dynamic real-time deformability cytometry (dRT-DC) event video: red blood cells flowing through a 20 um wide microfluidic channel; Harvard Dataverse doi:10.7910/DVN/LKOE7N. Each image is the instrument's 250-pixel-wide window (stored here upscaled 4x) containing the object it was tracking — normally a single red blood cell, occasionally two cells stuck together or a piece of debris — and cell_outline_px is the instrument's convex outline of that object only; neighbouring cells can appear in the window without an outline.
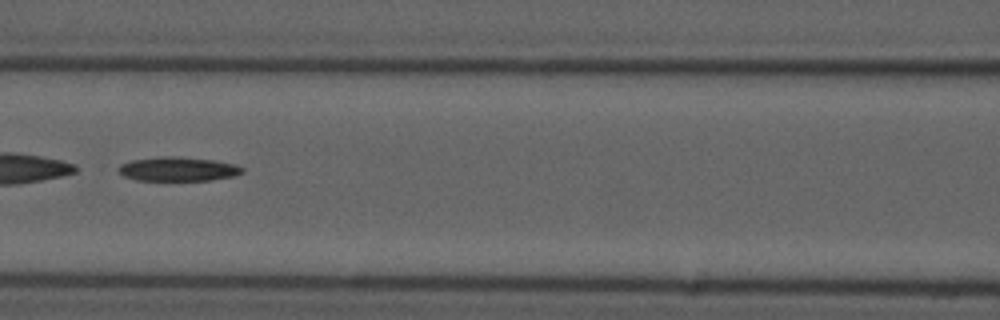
{"species": "common noctule bat (a hibernating species)", "species_latin": "Nyctalus noctula", "temperature_condition": "cold", "stored_images_in_passage": 9, "camera_frame_rate_fps": 3000, "um_per_image_px": 0.085, "animal": {"sex": "male", "forearm_length_mm": 52.5}, "frame": {"image": 1, "passage_image": 6, "time_ms": 6.667, "image_size_px": [1000, 320], "cell_outline_px": [[244, 172], [236, 176], [212, 180], [136, 180], [124, 176], [116, 168], [120, 164], [132, 160], [160, 156], [180, 156], [212, 160], [236, 164], [244, 168]], "centroid_in_image_um": [15.15, 14.36], "position_along_channel_um": 151.4, "area_um2": 17.57}}
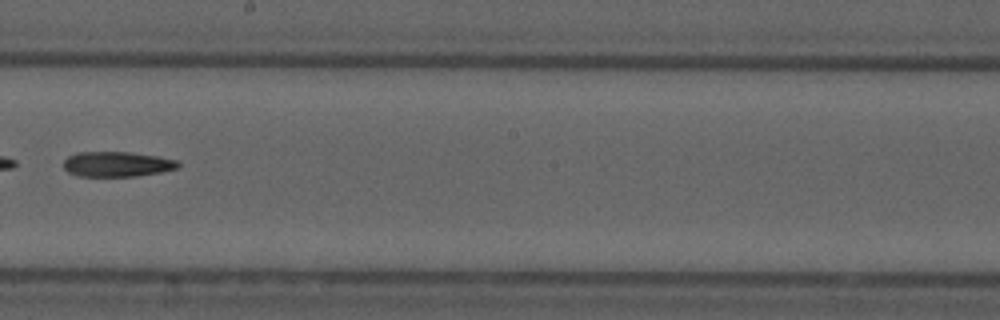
{"frame": {"image": 2, "passage_image": 8, "time_ms": 9.0, "image_size_px": [1000, 320], "cell_outline_px": [[180, 168], [160, 172], [136, 176], [80, 176], [68, 172], [64, 168], [64, 160], [68, 156], [76, 152], [132, 152], [156, 156], [176, 160], [180, 164]], "centroid_in_image_um": [9.95, 13.95], "position_along_channel_um": 238.3, "area_um2": 16.76}}
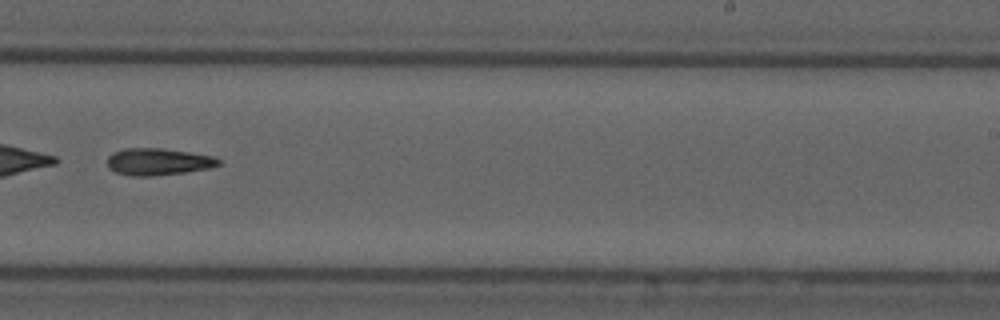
{"frame": {"image": 3, "passage_image": 9, "time_ms": 10.0, "image_size_px": [1000, 320], "cell_outline_px": [[220, 164], [212, 168], [184, 172], [152, 176], [132, 176], [116, 172], [108, 168], [108, 156], [112, 152], [124, 148], [164, 148], [212, 156], [220, 160]], "centroid_in_image_um": [13.42, 13.74], "position_along_channel_um": 275.6, "area_um2": 17.51}}